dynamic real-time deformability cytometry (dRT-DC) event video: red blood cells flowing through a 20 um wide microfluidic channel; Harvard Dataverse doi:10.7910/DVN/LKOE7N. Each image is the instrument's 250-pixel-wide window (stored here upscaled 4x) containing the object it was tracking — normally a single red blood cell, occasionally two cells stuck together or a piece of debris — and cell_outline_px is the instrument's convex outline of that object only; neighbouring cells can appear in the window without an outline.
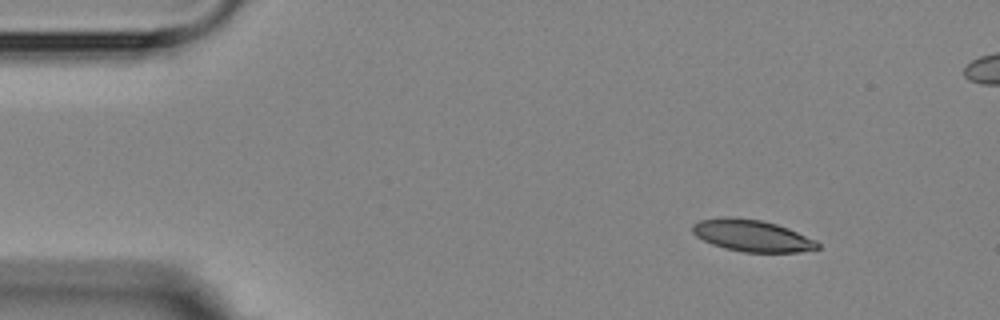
{"species": "Egyptian fruit bat (a non-hibernating species)", "species_latin": "Rousettus aegyptiacus", "temperature_condition": "room temperature", "stored_images_in_passage": 6, "camera_frame_rate_fps": 3000, "um_per_image_px": 0.085, "animal": {"sex": "female"}, "frame": {"image": 1, "passage_image": 1, "time_ms": 0.0, "image_size_px": [1000, 320], "cell_outline_px": [[820, 248], [796, 252], [744, 252], [724, 248], [712, 244], [696, 236], [692, 232], [692, 224], [700, 220], [720, 216], [728, 216], [760, 220], [776, 224], [788, 228], [816, 240], [820, 244]], "centroid_in_image_um": [63.89, 20.02], "position_along_channel_um": 21.1, "area_um2": 23.18}}
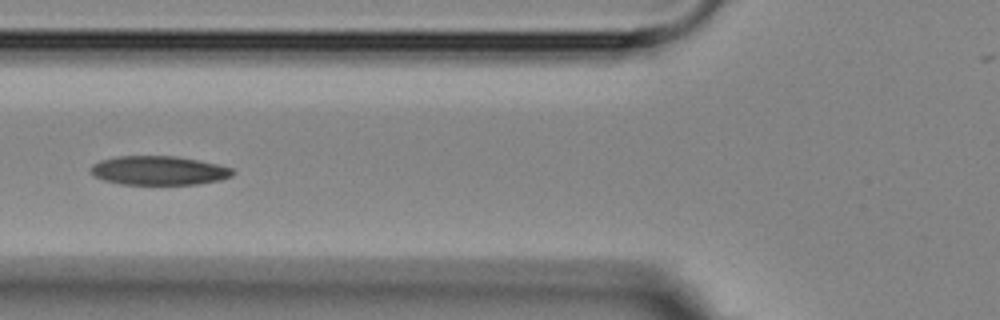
{"frame": {"image": 2, "passage_image": 5, "time_ms": 4.667, "image_size_px": [1000, 320], "cell_outline_px": [[236, 172], [232, 176], [220, 180], [196, 184], [120, 184], [104, 180], [96, 176], [88, 168], [92, 164], [100, 160], [116, 156], [176, 156], [216, 164], [232, 168]], "centroid_in_image_um": [13.48, 14.49], "position_along_channel_um": 112.3, "area_um2": 23.93}}
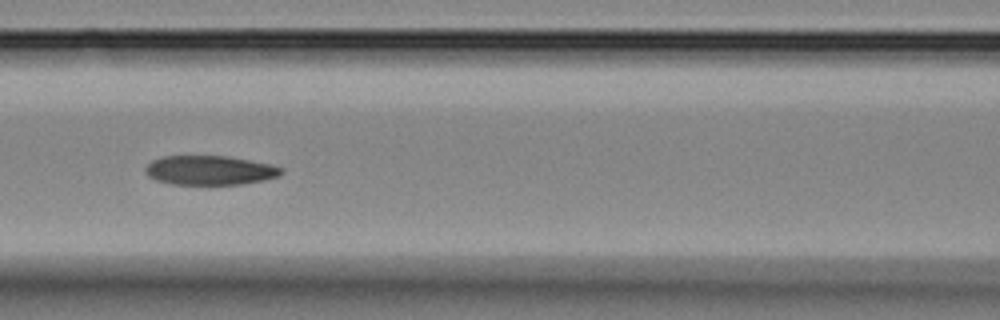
{"frame": {"image": 3, "passage_image": 6, "time_ms": 5.667, "image_size_px": [1000, 320], "cell_outline_px": [[284, 172], [280, 176], [264, 180], [244, 184], [172, 184], [156, 180], [148, 176], [144, 172], [144, 168], [152, 160], [164, 156], [228, 156], [272, 164], [284, 168]], "centroid_in_image_um": [17.86, 14.47], "position_along_channel_um": 148.7, "area_um2": 23.41}}